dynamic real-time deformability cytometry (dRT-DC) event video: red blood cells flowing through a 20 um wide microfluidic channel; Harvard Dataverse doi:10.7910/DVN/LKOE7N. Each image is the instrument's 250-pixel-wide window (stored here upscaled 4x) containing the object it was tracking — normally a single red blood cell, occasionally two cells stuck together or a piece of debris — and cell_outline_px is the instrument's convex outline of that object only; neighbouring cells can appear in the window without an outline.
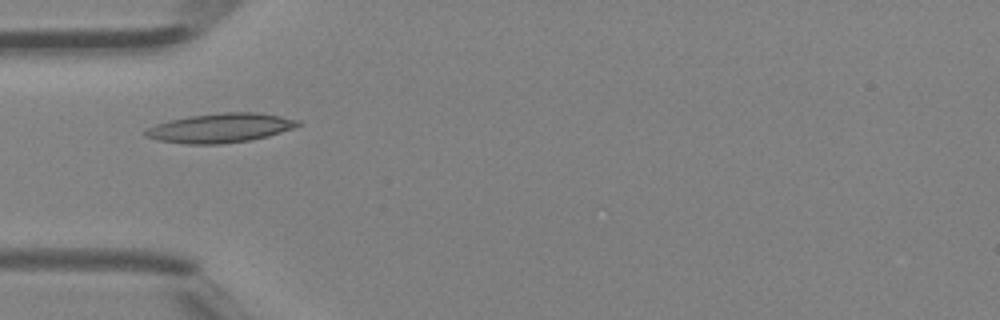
{"species": "Egyptian fruit bat (a non-hibernating species)", "species_latin": "Rousettus aegyptiacus", "temperature_condition": "room temperature", "stored_images_in_passage": 5, "camera_frame_rate_fps": 3000, "um_per_image_px": 0.085, "animal": {"sex": "female"}, "frame": {"image": 1, "passage_image": 4, "time_ms": 1.0, "image_size_px": [1000, 320], "cell_outline_px": [[304, 124], [268, 136], [248, 140], [220, 144], [184, 144], [156, 140], [144, 136], [144, 132], [148, 128], [156, 124], [168, 120], [188, 116], [224, 112], [256, 112], [280, 116], [300, 120]], "centroid_in_image_um": [18.71, 10.87], "position_along_channel_um": 66.3, "area_um2": 26.07}}
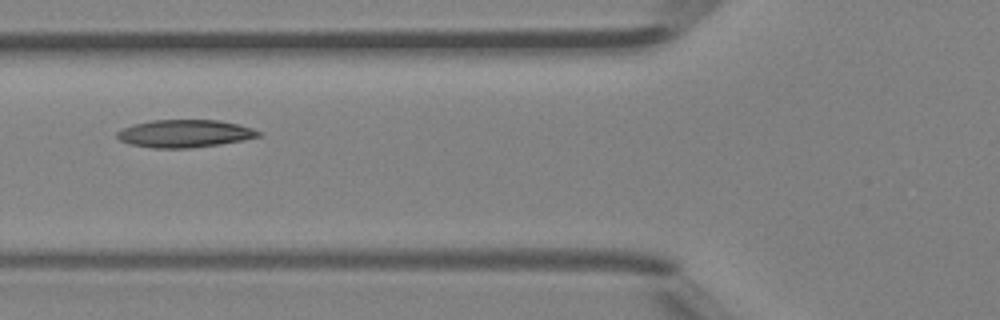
{"frame": {"image": 2, "passage_image": 5, "time_ms": 1.333, "image_size_px": [1000, 320], "cell_outline_px": [[264, 132], [260, 136], [244, 140], [220, 144], [188, 148], [152, 148], [128, 144], [120, 140], [116, 136], [116, 132], [132, 124], [152, 120], [220, 120], [240, 124]], "centroid_in_image_um": [15.72, 11.35], "position_along_channel_um": 110.1, "area_um2": 23.0}}